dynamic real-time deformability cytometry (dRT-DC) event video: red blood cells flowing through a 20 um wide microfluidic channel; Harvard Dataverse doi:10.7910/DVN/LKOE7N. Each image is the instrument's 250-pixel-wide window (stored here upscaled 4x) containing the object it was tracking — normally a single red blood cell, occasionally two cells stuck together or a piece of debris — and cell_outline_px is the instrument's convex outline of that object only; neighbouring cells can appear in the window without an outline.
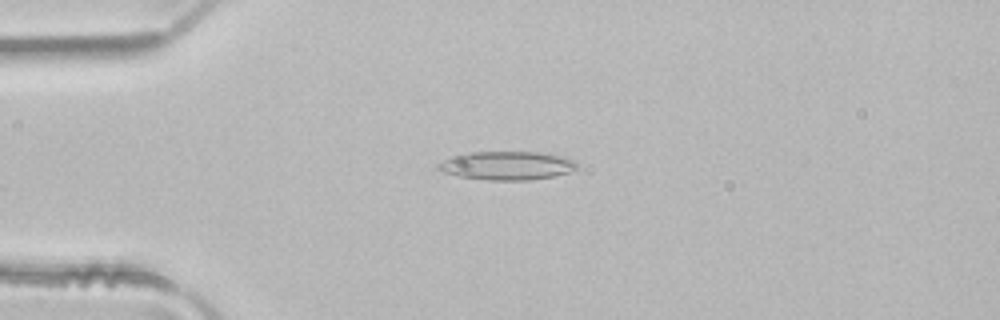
{"species": "common noctule bat (a hibernating species)", "species_latin": "Nyctalus noctula", "temperature_condition": "room temperature", "stored_images_in_passage": 5, "camera_frame_rate_fps": 3000, "um_per_image_px": 0.085, "animal": {"sex": "male", "body_mass_g": 21.5, "forearm_length_mm": 52.0}, "frame": {"image": 1, "passage_image": 2, "time_ms": 0.333, "image_size_px": [1000, 320], "cell_outline_px": [[576, 168], [568, 172], [552, 176], [528, 180], [488, 180], [460, 176], [444, 172], [436, 168], [436, 164], [452, 156], [472, 152], [544, 152], [564, 156], [576, 160]], "centroid_in_image_um": [43.1, 14.06], "position_along_channel_um": 41.9, "area_um2": 23.0}}
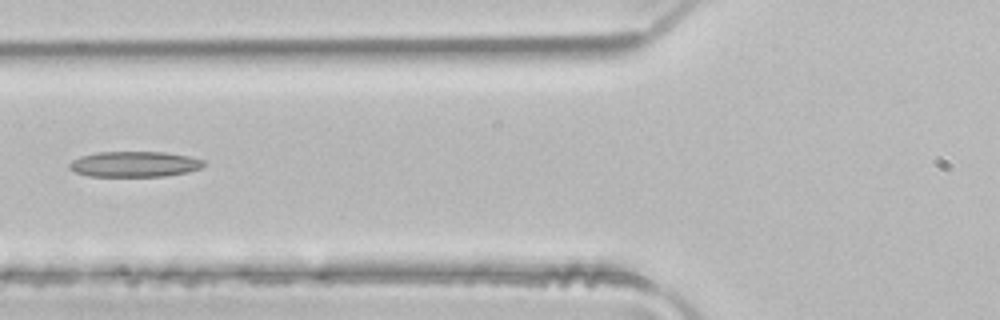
{"frame": {"image": 2, "passage_image": 4, "time_ms": 1.0, "image_size_px": [1000, 320], "cell_outline_px": [[204, 164], [200, 168], [188, 172], [164, 176], [88, 176], [76, 172], [68, 168], [68, 164], [72, 160], [80, 156], [96, 152], [164, 152], [188, 156], [204, 160]], "centroid_in_image_um": [11.4, 13.95], "position_along_channel_um": 114.4, "area_um2": 20.0}}
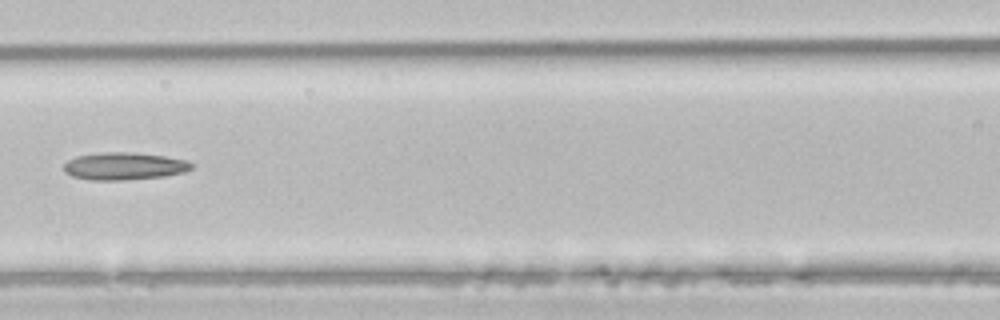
{"frame": {"image": 3, "passage_image": 5, "time_ms": 1.333, "image_size_px": [1000, 320], "cell_outline_px": [[192, 168], [184, 172], [164, 176], [124, 180], [92, 180], [72, 176], [64, 172], [64, 164], [68, 160], [76, 156], [104, 152], [136, 152], [164, 156], [188, 160], [192, 164]], "centroid_in_image_um": [10.55, 14.11], "position_along_channel_um": 156.0, "area_um2": 20.46}}